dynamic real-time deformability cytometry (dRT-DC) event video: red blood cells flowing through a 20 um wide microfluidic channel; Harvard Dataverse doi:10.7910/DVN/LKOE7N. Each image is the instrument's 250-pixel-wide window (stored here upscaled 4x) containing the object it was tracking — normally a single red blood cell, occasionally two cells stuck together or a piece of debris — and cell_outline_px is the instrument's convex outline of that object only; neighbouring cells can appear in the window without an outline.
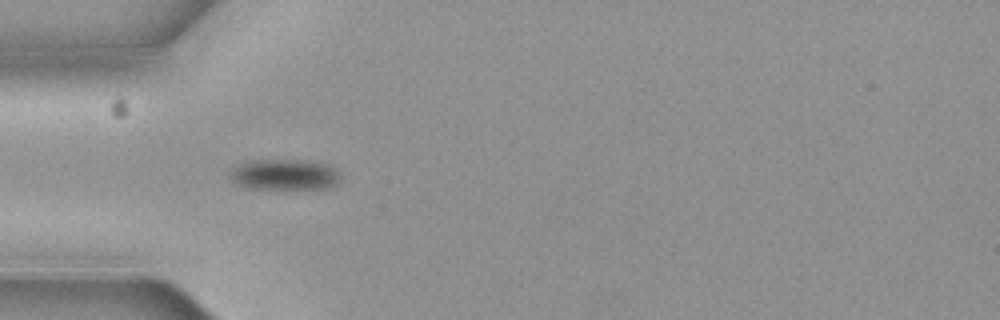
{"species": "common noctule bat (a hibernating species)", "species_latin": "Nyctalus noctula", "temperature_condition": "cold", "stored_images_in_passage": 5, "camera_frame_rate_fps": 3000, "um_per_image_px": 0.085, "animal": {"sex": "female", "body_mass_g": 19.3, "forearm_length_mm": 54.1}, "frame": {"image": 1, "passage_image": 2, "time_ms": 0.333, "image_size_px": [1000, 320], "cell_outline_px": [[336, 184], [328, 188], [248, 188], [236, 184], [232, 180], [232, 172], [240, 164], [252, 160], [304, 160], [324, 164], [332, 168], [336, 172]], "centroid_in_image_um": [24.14, 14.84], "position_along_channel_um": 60.9, "area_um2": 19.02}}
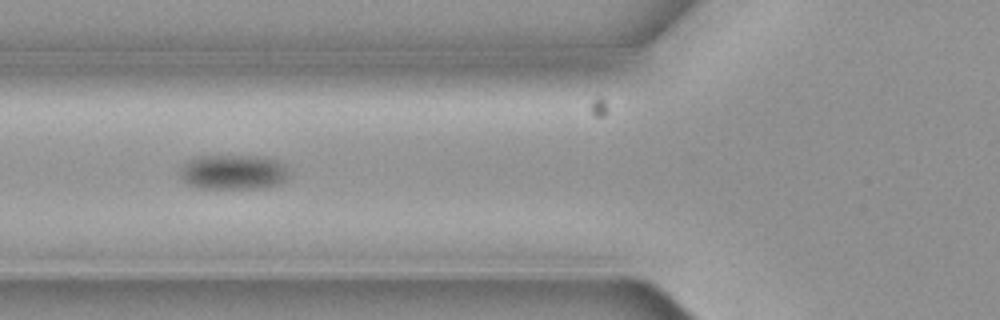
{"frame": {"image": 2, "passage_image": 3, "time_ms": 0.667, "image_size_px": [1000, 320], "cell_outline_px": [[288, 176], [284, 180], [276, 184], [264, 188], [200, 188], [188, 184], [180, 176], [180, 168], [188, 160], [200, 156], [240, 156], [276, 160], [284, 164], [288, 172]], "centroid_in_image_um": [19.79, 14.64], "position_along_channel_um": 106.0, "area_um2": 21.68}}
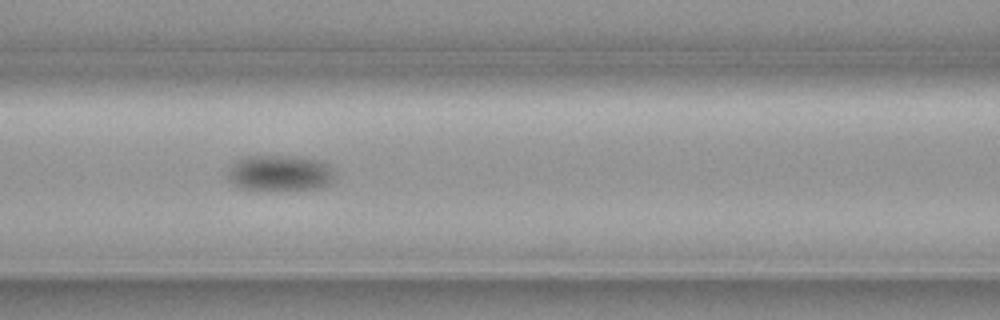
{"frame": {"image": 3, "passage_image": 4, "time_ms": 1.0, "image_size_px": [1000, 320], "cell_outline_px": [[336, 176], [328, 184], [316, 188], [240, 188], [232, 184], [224, 172], [236, 160], [244, 156], [300, 156], [320, 160], [328, 164], [332, 168]], "centroid_in_image_um": [23.76, 14.66], "position_along_channel_um": 142.8, "area_um2": 22.2}}